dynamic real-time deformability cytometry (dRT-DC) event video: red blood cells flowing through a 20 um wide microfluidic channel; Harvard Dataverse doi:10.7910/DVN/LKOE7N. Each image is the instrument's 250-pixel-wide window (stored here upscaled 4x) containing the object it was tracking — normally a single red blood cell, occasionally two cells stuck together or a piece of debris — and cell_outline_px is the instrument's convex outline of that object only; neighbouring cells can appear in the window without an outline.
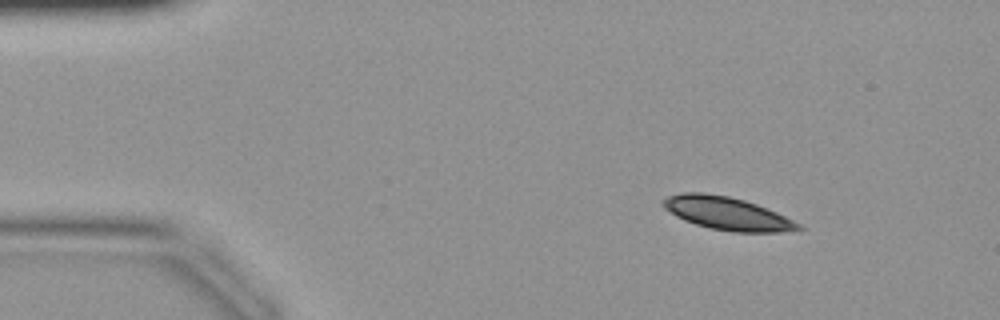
{"species": "common noctule bat (a hibernating species)", "species_latin": "Nyctalus noctula", "temperature_condition": "warm", "stored_images_in_passage": 38, "camera_frame_rate_fps": 3000, "um_per_image_px": 0.085, "animal": {"sex": "female", "body_mass_g": 19.9}, "frame": {"image": 1, "passage_image": 1, "time_ms": 0.0, "image_size_px": [1000, 320], "cell_outline_px": [[804, 228], [780, 232], [732, 232], [712, 228], [696, 224], [684, 220], [676, 216], [664, 208], [660, 204], [660, 200], [668, 196], [684, 192], [704, 192], [728, 196], [744, 200], [756, 204], [776, 212], [800, 224]], "centroid_in_image_um": [61.75, 18.13], "position_along_channel_um": 23.2, "area_um2": 25.84}}
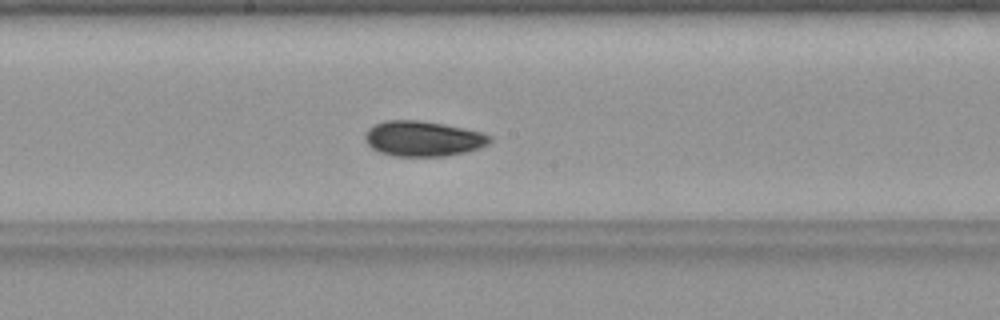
{"frame": {"image": 2, "passage_image": 18, "time_ms": 5.667, "image_size_px": [1000, 320], "cell_outline_px": [[492, 140], [488, 144], [480, 148], [464, 152], [444, 156], [396, 156], [380, 152], [372, 148], [368, 144], [364, 136], [368, 128], [384, 120], [420, 120], [444, 124], [464, 128], [480, 132], [492, 136]], "centroid_in_image_um": [35.96, 11.78], "position_along_channel_um": 212.2, "area_um2": 25.61}}
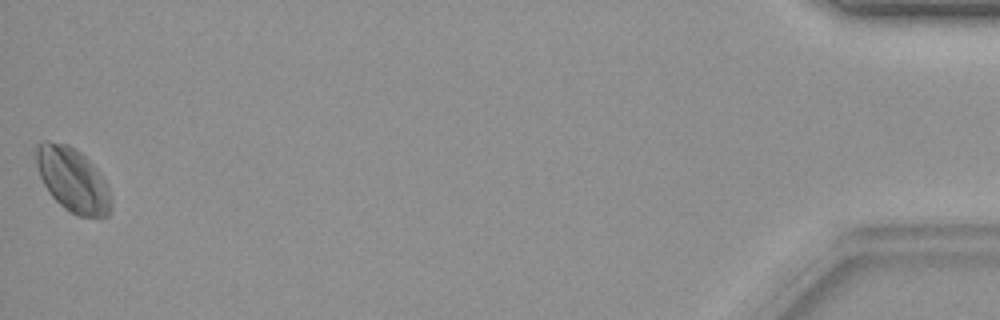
{"frame": {"image": 3, "passage_image": 38, "time_ms": 12.333, "image_size_px": [1000, 320], "cell_outline_px": [[112, 208], [108, 216], [100, 220], [76, 216], [64, 208], [48, 192], [40, 176], [32, 152], [36, 144], [44, 140], [48, 140], [68, 144], [80, 152], [100, 172], [108, 188], [112, 200]], "centroid_in_image_um": [6.17, 15.31], "position_along_channel_um": 429.0, "area_um2": 28.84}}